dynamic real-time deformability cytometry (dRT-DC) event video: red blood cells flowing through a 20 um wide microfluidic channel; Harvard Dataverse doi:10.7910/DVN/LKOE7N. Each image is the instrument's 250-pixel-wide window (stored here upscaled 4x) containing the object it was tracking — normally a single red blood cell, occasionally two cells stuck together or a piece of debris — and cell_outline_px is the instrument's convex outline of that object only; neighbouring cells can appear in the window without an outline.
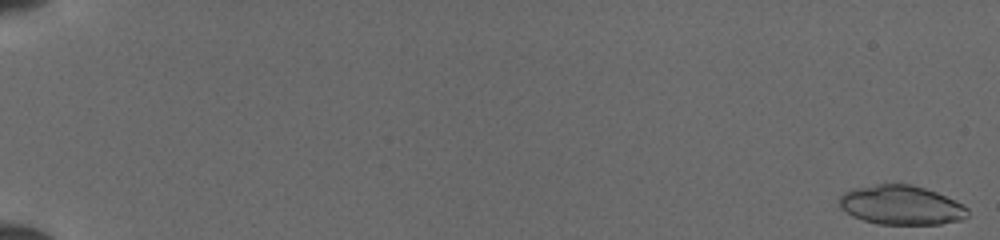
{"species": "common noctule bat (a hibernating species)", "species_latin": "Nyctalus noctula", "temperature_condition": "cold", "stored_images_in_passage": 51, "camera_frame_rate_fps": 3000, "um_per_image_px": 0.085, "animal": {"sex": "female", "body_mass_g": 19.5, "forearm_length_mm": 54.1}, "frame": {"image": 1, "passage_image": 1, "time_ms": 0.0, "image_size_px": [1000, 240], "cell_outline_px": [[968, 216], [960, 220], [940, 224], [876, 224], [852, 216], [840, 208], [840, 196], [844, 192], [856, 188], [876, 184], [908, 184], [924, 188], [936, 192], [968, 208]], "centroid_in_image_um": [76.58, 17.44], "position_along_channel_um": 8.4, "area_um2": 29.07}}
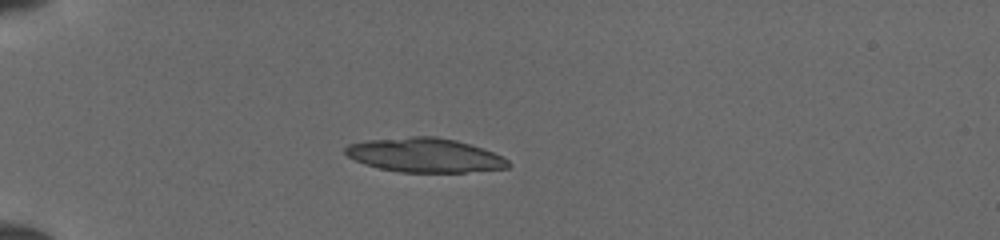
{"frame": {"image": 2, "passage_image": 16, "time_ms": 5.0, "image_size_px": [1000, 240], "cell_outline_px": [[512, 164], [508, 168], [464, 172], [400, 172], [380, 168], [364, 164], [348, 156], [344, 152], [344, 148], [348, 144], [368, 140], [408, 136], [436, 136], [456, 140], [492, 152], [508, 160]], "centroid_in_image_um": [36.08, 13.18], "position_along_channel_um": 48.9, "area_um2": 32.31}}
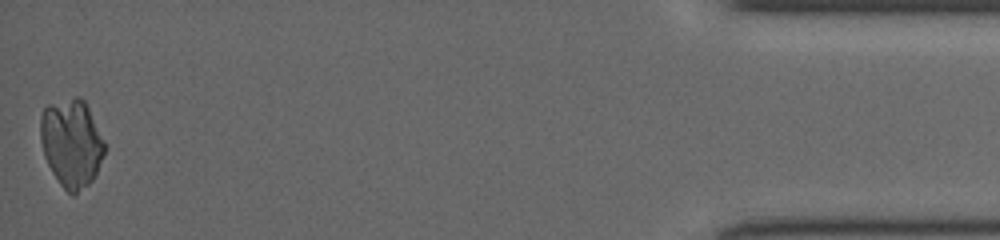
{"frame": {"image": 3, "passage_image": 51, "time_ms": 16.667, "image_size_px": [1000, 240], "cell_outline_px": [[104, 156], [92, 180], [88, 184], [72, 196], [60, 184], [52, 172], [44, 156], [40, 140], [40, 116], [44, 108], [48, 104], [76, 96], [80, 96], [84, 100], [88, 108], [104, 144]], "centroid_in_image_um": [6.04, 12.15], "position_along_channel_um": 429.2, "area_um2": 32.6}}